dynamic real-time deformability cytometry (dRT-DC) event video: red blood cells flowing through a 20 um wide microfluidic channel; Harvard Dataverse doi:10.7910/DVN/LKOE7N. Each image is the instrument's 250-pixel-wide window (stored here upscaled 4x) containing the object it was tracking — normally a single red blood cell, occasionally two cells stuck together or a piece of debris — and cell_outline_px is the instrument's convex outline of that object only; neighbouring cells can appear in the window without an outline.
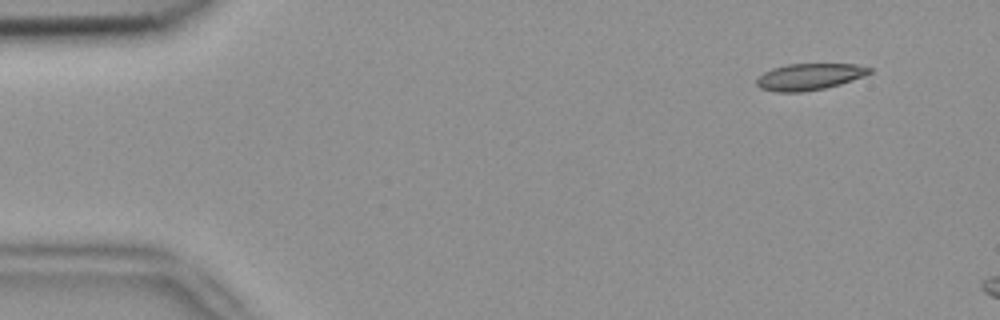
{"species": "common noctule bat (a hibernating species)", "species_latin": "Nyctalus noctula", "temperature_condition": "room temperature", "stored_images_in_passage": 4, "camera_frame_rate_fps": 3000, "um_per_image_px": 0.085, "animal": {"sex": "female", "body_mass_g": 18.4}, "frame": {"image": 1, "passage_image": 2, "time_ms": 0.333, "image_size_px": [1000, 320], "cell_outline_px": [[872, 72], [864, 76], [840, 84], [824, 88], [800, 92], [776, 92], [760, 88], [756, 84], [756, 80], [764, 72], [772, 68], [788, 64], [856, 64], [872, 68]], "centroid_in_image_um": [68.8, 6.52], "position_along_channel_um": 16.2, "area_um2": 17.4}}